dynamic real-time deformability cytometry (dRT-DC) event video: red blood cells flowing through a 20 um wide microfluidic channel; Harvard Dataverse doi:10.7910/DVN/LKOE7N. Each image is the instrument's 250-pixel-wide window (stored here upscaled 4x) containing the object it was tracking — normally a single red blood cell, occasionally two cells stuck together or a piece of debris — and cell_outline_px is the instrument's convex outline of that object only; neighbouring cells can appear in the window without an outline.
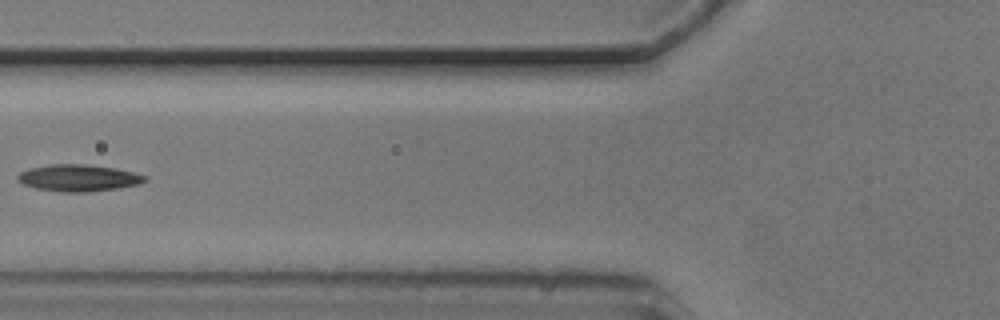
{"species": "common noctule bat (a hibernating species)", "species_latin": "Nyctalus noctula", "temperature_condition": "cold", "stored_images_in_passage": 9, "camera_frame_rate_fps": 3000, "um_per_image_px": 0.085, "animal": {"sex": "male", "body_mass_g": 20.5, "forearm_length_mm": 52.5}, "frame": {"image": 1, "passage_image": 6, "time_ms": 1.667, "image_size_px": [1000, 320], "cell_outline_px": [[148, 180], [140, 184], [116, 188], [88, 192], [60, 192], [36, 188], [24, 184], [16, 180], [16, 176], [20, 172], [28, 168], [52, 164], [84, 164], [116, 168], [148, 176]], "centroid_in_image_um": [6.66, 15.12], "position_along_channel_um": 119.1, "area_um2": 19.94}}
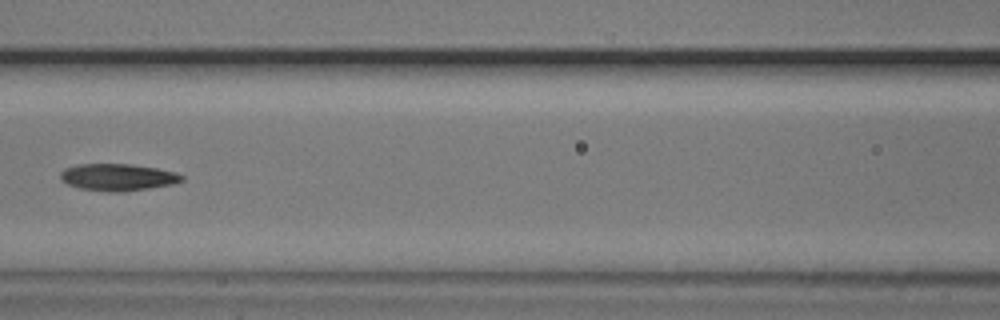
{"frame": {"image": 2, "passage_image": 7, "time_ms": 2.0, "image_size_px": [1000, 320], "cell_outline_px": [[184, 180], [172, 184], [148, 188], [116, 192], [108, 192], [80, 188], [68, 184], [60, 180], [60, 172], [64, 168], [76, 164], [132, 164], [156, 168], [176, 172], [184, 176]], "centroid_in_image_um": [9.98, 15.05], "position_along_channel_um": 156.6, "area_um2": 19.07}}